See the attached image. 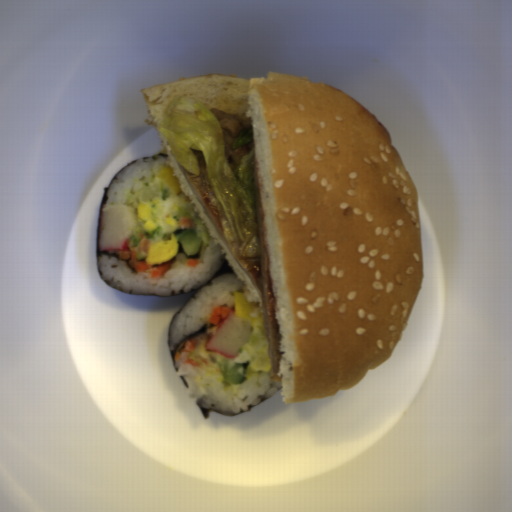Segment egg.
Listing matches in <instances>:
<instances>
[{
    "instance_id": "obj_1",
    "label": "egg",
    "mask_w": 512,
    "mask_h": 512,
    "mask_svg": "<svg viewBox=\"0 0 512 512\" xmlns=\"http://www.w3.org/2000/svg\"><path fill=\"white\" fill-rule=\"evenodd\" d=\"M179 242L172 233L168 239L152 243L148 246L146 262L149 265H161L167 261L174 259L179 253Z\"/></svg>"
},
{
    "instance_id": "obj_2",
    "label": "egg",
    "mask_w": 512,
    "mask_h": 512,
    "mask_svg": "<svg viewBox=\"0 0 512 512\" xmlns=\"http://www.w3.org/2000/svg\"><path fill=\"white\" fill-rule=\"evenodd\" d=\"M136 218L142 223L143 229L152 232L156 229V211L150 203H141L136 209Z\"/></svg>"
},
{
    "instance_id": "obj_3",
    "label": "egg",
    "mask_w": 512,
    "mask_h": 512,
    "mask_svg": "<svg viewBox=\"0 0 512 512\" xmlns=\"http://www.w3.org/2000/svg\"><path fill=\"white\" fill-rule=\"evenodd\" d=\"M256 302H247L243 292H236L235 293V305H234V312L236 315H239L246 321H248L251 325L252 322V310L256 306Z\"/></svg>"
}]
</instances>
